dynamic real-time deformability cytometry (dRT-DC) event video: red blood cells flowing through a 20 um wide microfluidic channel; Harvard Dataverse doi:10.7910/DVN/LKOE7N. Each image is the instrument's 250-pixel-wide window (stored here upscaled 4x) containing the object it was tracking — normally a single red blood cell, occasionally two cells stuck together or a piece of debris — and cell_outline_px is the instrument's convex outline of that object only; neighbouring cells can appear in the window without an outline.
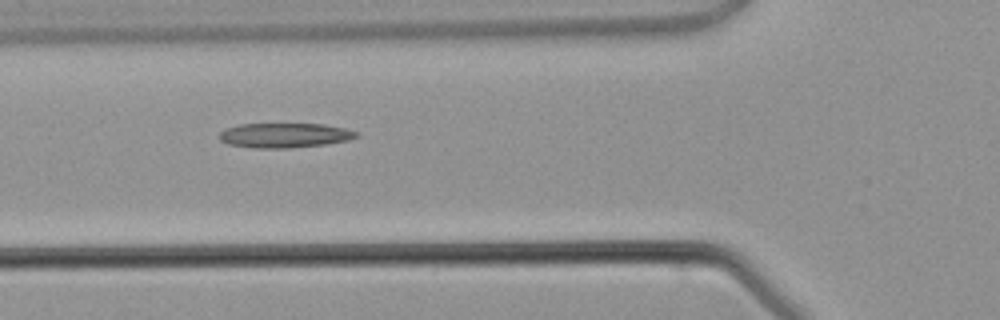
{"species": "common noctule bat (a hibernating species)", "species_latin": "Nyctalus noctula", "temperature_condition": "warm", "stored_images_in_passage": 4, "camera_frame_rate_fps": 3000, "um_per_image_px": 0.085, "animal": {"sex": "male", "body_mass_g": 21.5, "forearm_length_mm": 52.0}, "frame": {"image": 1, "passage_image": 3, "time_ms": 2.667, "image_size_px": [1000, 320], "cell_outline_px": [[360, 136], [348, 140], [324, 144], [288, 148], [256, 148], [228, 144], [220, 140], [220, 132], [224, 128], [240, 124], [324, 124], [344, 128], [360, 132]], "centroid_in_image_um": [24.2, 11.5], "position_along_channel_um": 101.6, "area_um2": 19.71}}
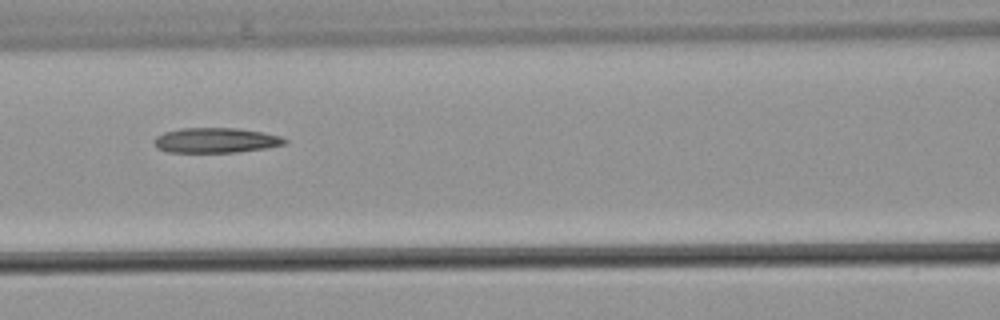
{"frame": {"image": 2, "passage_image": 4, "time_ms": 3.667, "image_size_px": [1000, 320], "cell_outline_px": [[288, 140], [284, 144], [268, 148], [236, 152], [168, 152], [156, 148], [152, 144], [152, 140], [156, 136], [164, 132], [180, 128], [236, 128], [264, 132], [280, 136]], "centroid_in_image_um": [18.3, 11.92], "position_along_channel_um": 148.3, "area_um2": 19.25}}